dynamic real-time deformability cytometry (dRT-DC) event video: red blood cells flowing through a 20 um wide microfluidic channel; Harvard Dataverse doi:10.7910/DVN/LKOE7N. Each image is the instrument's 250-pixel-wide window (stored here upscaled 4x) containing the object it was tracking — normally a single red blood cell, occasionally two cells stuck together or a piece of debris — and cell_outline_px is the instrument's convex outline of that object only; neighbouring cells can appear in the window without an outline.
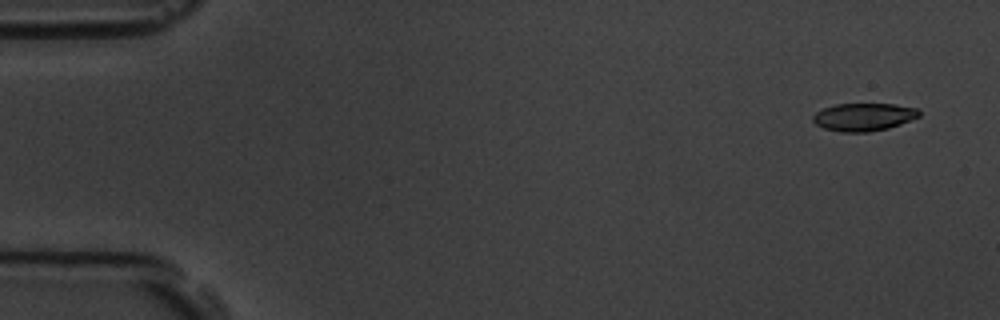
{"species": "common noctule bat (a hibernating species)", "species_latin": "Nyctalus noctula", "temperature_condition": "room temperature", "stored_images_in_passage": 5, "camera_frame_rate_fps": 3000, "um_per_image_px": 0.085, "animal": {"sex": "male", "body_mass_g": 19.5, "forearm_length_mm": 54.6}, "frame": {"image": 1, "passage_image": 1, "time_ms": 0.0, "image_size_px": [1000, 320], "cell_outline_px": [[920, 116], [900, 124], [888, 128], [868, 132], [840, 132], [824, 128], [816, 124], [812, 120], [812, 116], [816, 112], [824, 108], [836, 104], [896, 104], [916, 108], [920, 112]], "centroid_in_image_um": [73.4, 9.94], "position_along_channel_um": 11.6, "area_um2": 17.17}}
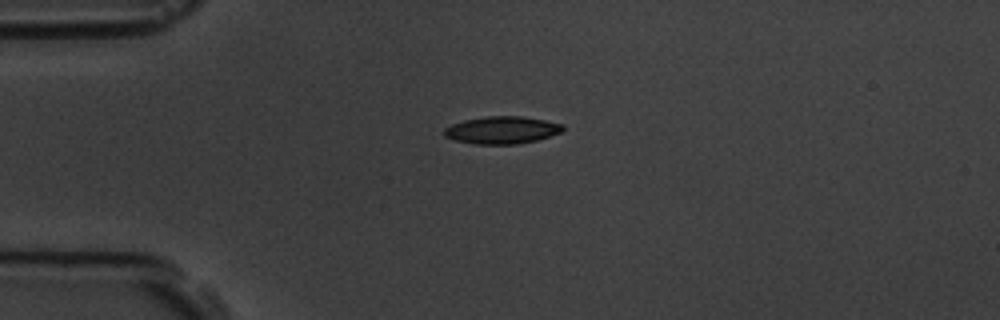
{"frame": {"image": 2, "passage_image": 4, "time_ms": 3.667, "image_size_px": [1000, 320], "cell_outline_px": [[564, 132], [536, 140], [516, 144], [476, 144], [456, 140], [444, 136], [444, 128], [452, 124], [464, 120], [488, 116], [524, 116], [564, 124]], "centroid_in_image_um": [42.7, 11.05], "position_along_channel_um": 42.3, "area_um2": 18.96}}